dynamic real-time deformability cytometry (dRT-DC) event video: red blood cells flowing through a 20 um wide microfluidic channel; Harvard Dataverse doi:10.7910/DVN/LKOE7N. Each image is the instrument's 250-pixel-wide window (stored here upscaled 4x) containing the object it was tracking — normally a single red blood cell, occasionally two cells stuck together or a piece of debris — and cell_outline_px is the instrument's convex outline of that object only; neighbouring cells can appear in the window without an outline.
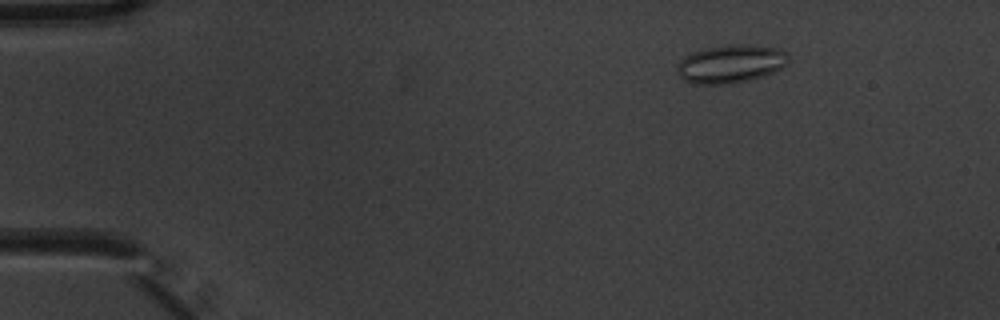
{"species": "common noctule bat (a hibernating species)", "species_latin": "Nyctalus noctula", "temperature_condition": "warm", "stored_images_in_passage": 10, "camera_frame_rate_fps": 3000, "um_per_image_px": 0.085, "animal": {"sex": "male", "body_mass_g": 20.1, "forearm_length_mm": 53.5}, "frame": {"image": 1, "passage_image": 3, "time_ms": 0.667, "image_size_px": [1000, 320], "cell_outline_px": [[788, 64], [764, 76], [732, 84], [692, 84], [684, 80], [676, 72], [676, 64], [684, 56], [692, 52], [704, 48], [728, 44], [740, 44], [776, 48], [788, 52]], "centroid_in_image_um": [62.07, 5.43], "position_along_channel_um": 22.9, "area_um2": 25.03}}
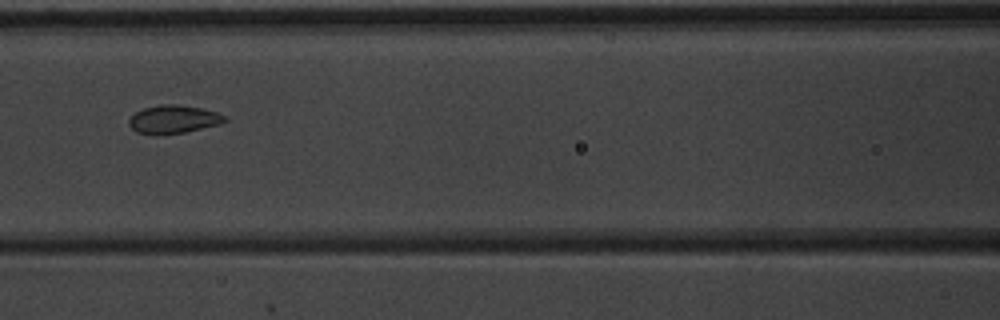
{"frame": {"image": 2, "passage_image": 7, "time_ms": 2.0, "image_size_px": [1000, 320], "cell_outline_px": [[228, 120], [220, 124], [184, 132], [156, 136], [136, 132], [128, 124], [128, 120], [136, 112], [144, 108], [160, 104], [176, 104], [200, 108], [216, 112], [224, 116]], "centroid_in_image_um": [14.71, 10.15], "position_along_channel_um": 151.9, "area_um2": 15.78}}
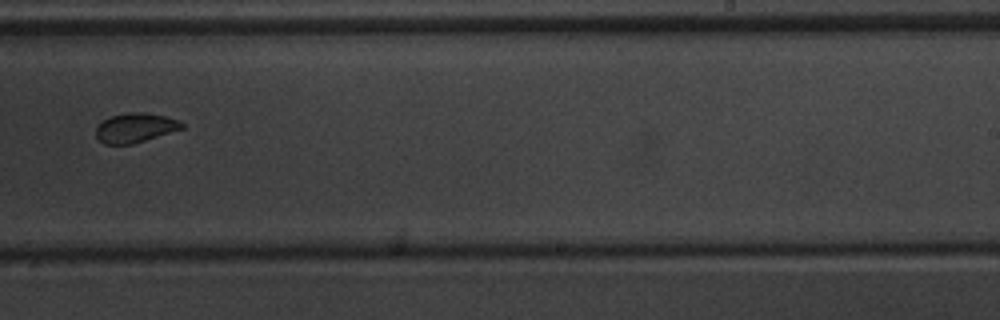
{"frame": {"image": 3, "passage_image": 10, "time_ms": 3.0, "image_size_px": [1000, 320], "cell_outline_px": [[184, 128], [132, 144], [104, 144], [96, 136], [96, 124], [108, 116], [128, 112], [148, 112], [180, 120], [184, 124]], "centroid_in_image_um": [11.47, 10.84], "position_along_channel_um": 277.5, "area_um2": 14.91}}